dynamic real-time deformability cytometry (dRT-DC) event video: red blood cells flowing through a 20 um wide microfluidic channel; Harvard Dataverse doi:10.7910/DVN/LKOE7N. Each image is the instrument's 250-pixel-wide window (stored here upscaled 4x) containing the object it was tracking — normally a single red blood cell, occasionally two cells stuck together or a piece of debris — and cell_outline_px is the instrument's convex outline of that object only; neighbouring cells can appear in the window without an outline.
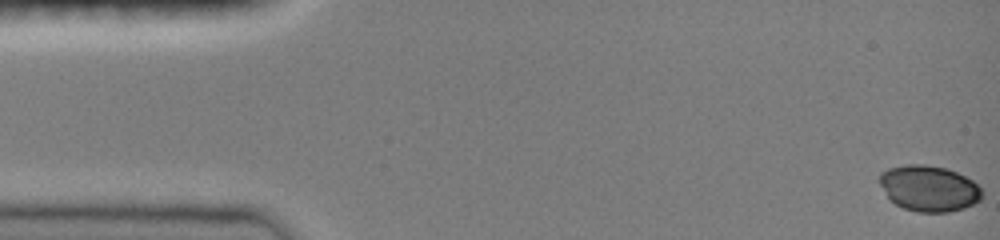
{"species": "common noctule bat (a hibernating species)", "species_latin": "Nyctalus noctula", "temperature_condition": "room temperature", "stored_images_in_passage": 45, "camera_frame_rate_fps": 3000, "um_per_image_px": 0.085, "animal": {"sex": "female", "body_mass_g": 19.0, "forearm_length_mm": 51.5}, "frame": {"image": 1, "passage_image": 1, "time_ms": 0.0, "image_size_px": [1000, 240], "cell_outline_px": [[980, 200], [972, 204], [948, 212], [916, 212], [904, 208], [896, 204], [888, 196], [880, 184], [880, 172], [888, 168], [908, 164], [924, 164], [944, 168], [956, 172], [972, 180], [980, 188]], "centroid_in_image_um": [78.93, 16.0], "position_along_channel_um": 6.1, "area_um2": 26.93}}
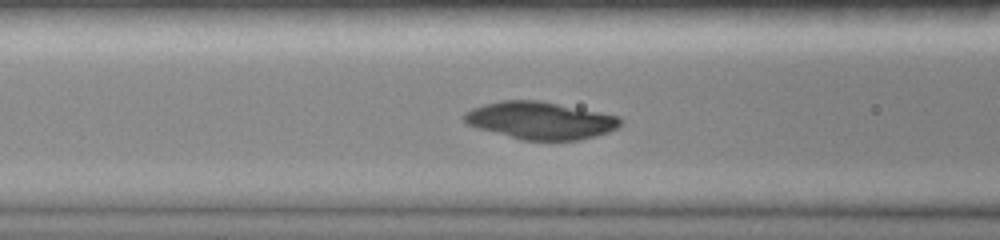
{"frame": {"image": 2, "passage_image": 19, "time_ms": 6.0, "image_size_px": [1000, 240], "cell_outline_px": [[620, 124], [616, 128], [608, 132], [596, 136], [580, 140], [520, 140], [476, 128], [468, 124], [460, 116], [464, 112], [472, 108], [484, 104], [500, 100], [540, 100], [620, 116]], "centroid_in_image_um": [45.88, 10.24], "position_along_channel_um": 120.7, "area_um2": 34.28}}
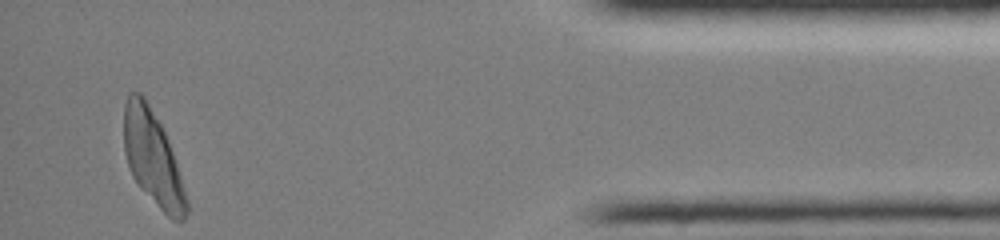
{"frame": {"image": 3, "passage_image": 45, "time_ms": 14.667, "image_size_px": [1000, 240], "cell_outline_px": [[188, 212], [184, 220], [172, 220], [140, 188], [132, 176], [124, 152], [124, 104], [128, 92], [140, 92], [144, 96], [160, 124], [168, 140], [188, 200]], "centroid_in_image_um": [12.96, 13.43], "position_along_channel_um": 422.2, "area_um2": 34.04}}